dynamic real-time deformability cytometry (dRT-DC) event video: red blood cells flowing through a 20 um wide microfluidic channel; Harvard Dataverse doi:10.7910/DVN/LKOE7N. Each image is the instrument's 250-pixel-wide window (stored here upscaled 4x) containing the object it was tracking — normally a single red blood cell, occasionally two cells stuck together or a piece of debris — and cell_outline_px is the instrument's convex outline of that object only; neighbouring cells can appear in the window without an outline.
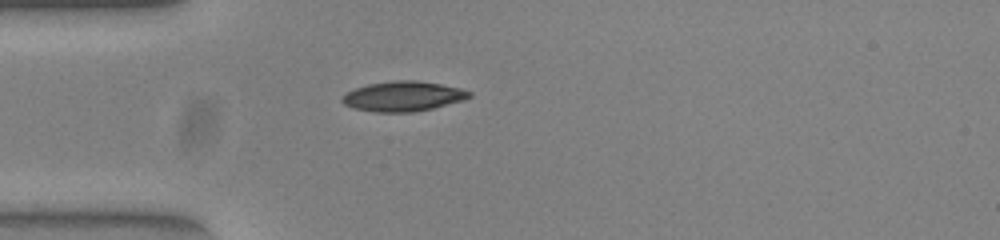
{"species": "common noctule bat (a hibernating species)", "species_latin": "Nyctalus noctula", "temperature_condition": "warm", "stored_images_in_passage": 39, "camera_frame_rate_fps": 3000, "um_per_image_px": 0.085, "animal": {"sex": "female", "body_mass_g": 23.0, "forearm_length_mm": 53.4}, "frame": {"image": 1, "passage_image": 1, "time_ms": 0.0, "image_size_px": [1000, 240], "cell_outline_px": [[472, 96], [464, 100], [432, 108], [412, 112], [376, 112], [352, 108], [344, 104], [340, 100], [340, 96], [356, 88], [368, 84], [392, 80], [416, 80], [440, 84], [460, 88], [472, 92]], "centroid_in_image_um": [34.25, 8.18], "position_along_channel_um": 50.8, "area_um2": 22.25}}
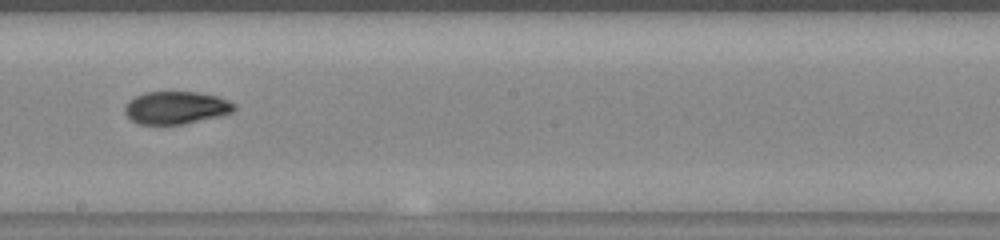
{"frame": {"image": 2, "passage_image": 16, "time_ms": 5.0, "image_size_px": [1000, 240], "cell_outline_px": [[236, 108], [232, 112], [220, 116], [184, 124], [136, 124], [124, 112], [124, 108], [128, 100], [144, 92], [196, 92], [216, 96], [228, 100], [236, 104]], "centroid_in_image_um": [14.95, 9.15], "position_along_channel_um": 233.2, "area_um2": 20.87}}
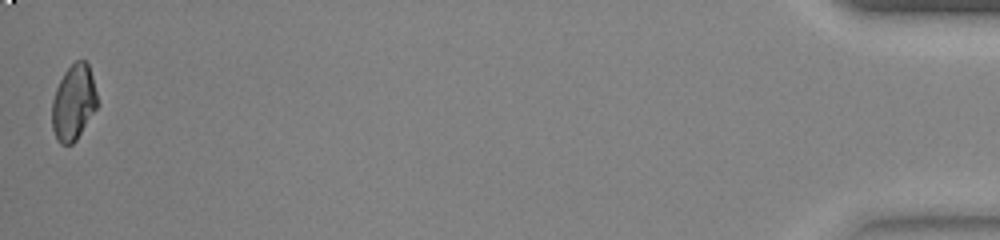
{"frame": {"image": 3, "passage_image": 39, "time_ms": 12.667, "image_size_px": [1000, 240], "cell_outline_px": [[96, 108], [76, 140], [72, 144], [60, 144], [56, 140], [52, 128], [52, 100], [56, 88], [64, 72], [76, 60], [84, 60], [88, 64], [92, 76], [96, 92]], "centroid_in_image_um": [6.22, 8.72], "position_along_channel_um": 429.0, "area_um2": 19.71}, "authors_computed_cell_mechanics": {"area_um2": 20.8658, "velocity_mm_per_s": 3.844, "shape_relaxation_time_tau1_ms": null, "shape_relaxation_time_tau2_ms": 2.525, "deformation_change_tau1": null, "deformation_change_tau2": 0.0632}}